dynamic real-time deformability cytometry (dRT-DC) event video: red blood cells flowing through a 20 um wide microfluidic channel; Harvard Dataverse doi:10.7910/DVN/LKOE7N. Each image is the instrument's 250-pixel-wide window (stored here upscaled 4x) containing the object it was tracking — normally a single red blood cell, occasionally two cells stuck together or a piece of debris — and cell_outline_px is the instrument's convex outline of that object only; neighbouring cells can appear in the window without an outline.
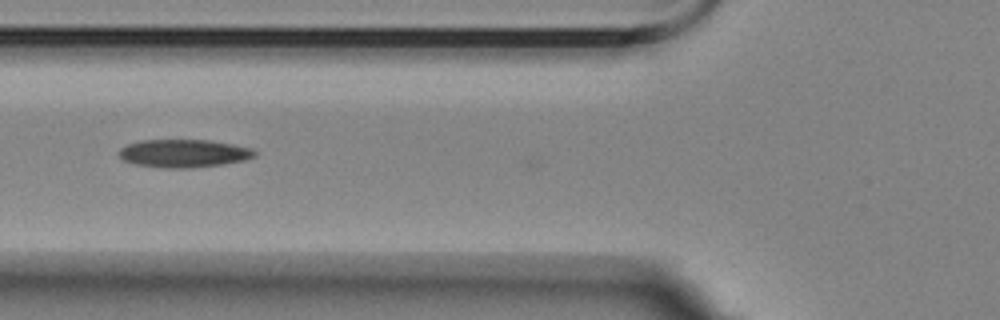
{"species": "Egyptian fruit bat (a non-hibernating species)", "species_latin": "Rousettus aegyptiacus", "temperature_condition": "room temperature", "stored_images_in_passage": 7, "camera_frame_rate_fps": 3000, "um_per_image_px": 0.085, "animal": {"sex": "female"}, "frame": {"image": 1, "passage_image": 3, "time_ms": 2.0, "image_size_px": [1000, 320], "cell_outline_px": [[256, 156], [244, 160], [220, 164], [192, 168], [164, 168], [136, 164], [124, 160], [120, 156], [120, 148], [128, 144], [140, 140], [208, 140], [232, 144], [252, 148], [256, 152]], "centroid_in_image_um": [15.63, 13.03], "position_along_channel_um": 110.2, "area_um2": 21.96}}
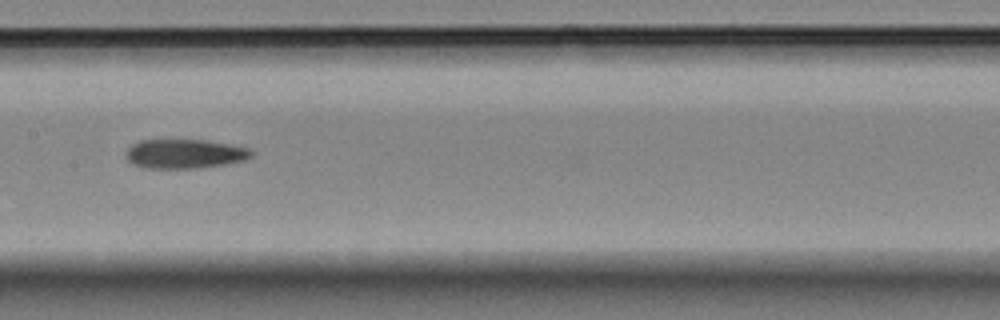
{"frame": {"image": 2, "passage_image": 5, "time_ms": 4.333, "image_size_px": [1000, 320], "cell_outline_px": [[256, 152], [252, 156], [244, 160], [224, 164], [196, 168], [148, 168], [132, 164], [124, 156], [128, 148], [132, 144], [140, 140], [208, 140], [232, 144], [248, 148]], "centroid_in_image_um": [15.71, 13.06], "position_along_channel_um": 191.7, "area_um2": 21.5}}
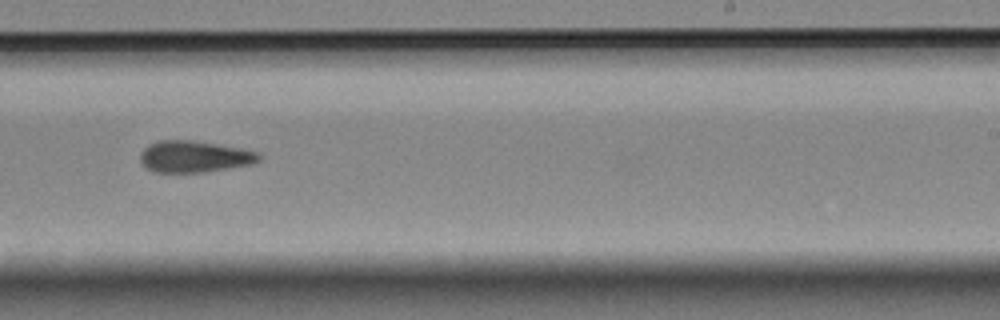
{"frame": {"image": 3, "passage_image": 7, "time_ms": 6.667, "image_size_px": [1000, 320], "cell_outline_px": [[260, 160], [252, 164], [204, 172], [152, 172], [140, 160], [140, 152], [148, 144], [160, 140], [192, 140], [236, 148], [256, 152], [260, 156]], "centroid_in_image_um": [16.46, 13.31], "position_along_channel_um": 272.5, "area_um2": 21.5}}